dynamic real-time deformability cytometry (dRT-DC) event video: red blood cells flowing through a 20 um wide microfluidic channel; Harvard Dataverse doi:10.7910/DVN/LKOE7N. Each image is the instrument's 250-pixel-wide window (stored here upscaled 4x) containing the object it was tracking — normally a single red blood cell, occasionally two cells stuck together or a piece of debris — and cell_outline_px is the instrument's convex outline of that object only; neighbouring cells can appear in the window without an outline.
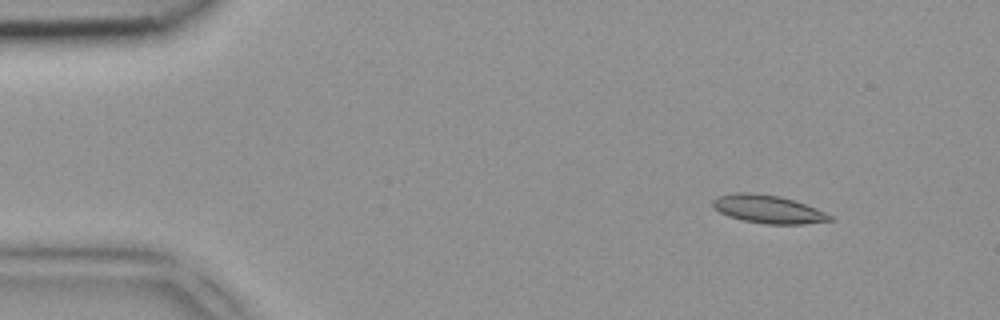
{"species": "common noctule bat (a hibernating species)", "species_latin": "Nyctalus noctula", "temperature_condition": "room temperature", "stored_images_in_passage": 3, "camera_frame_rate_fps": 3000, "um_per_image_px": 0.085, "animal": {"sex": "female", "body_mass_g": 18.4}, "frame": {"image": 1, "passage_image": 1, "time_ms": 0.0, "image_size_px": [1000, 320], "cell_outline_px": [[836, 220], [804, 224], [764, 224], [744, 220], [728, 216], [712, 208], [712, 200], [716, 196], [736, 192], [752, 192], [780, 196], [796, 200], [816, 208], [832, 216]], "centroid_in_image_um": [65.28, 17.77], "position_along_channel_um": 19.7, "area_um2": 19.48}}